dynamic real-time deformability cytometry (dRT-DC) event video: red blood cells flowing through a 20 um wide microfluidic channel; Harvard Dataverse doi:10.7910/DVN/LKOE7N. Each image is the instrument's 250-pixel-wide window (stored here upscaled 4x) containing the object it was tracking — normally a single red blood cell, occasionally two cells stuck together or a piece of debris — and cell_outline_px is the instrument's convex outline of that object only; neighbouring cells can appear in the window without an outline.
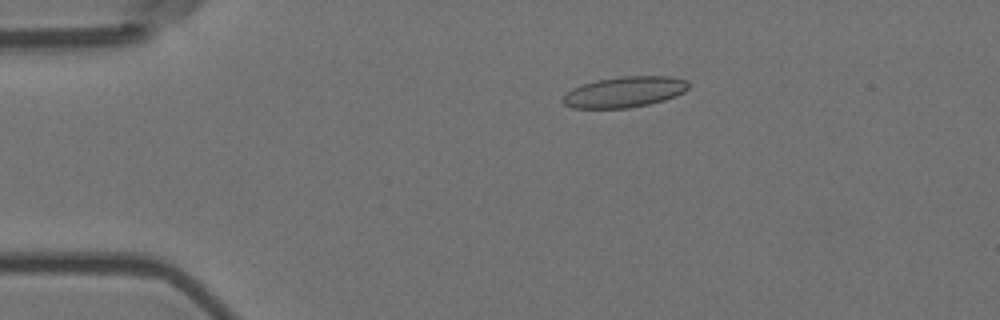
{"species": "Egyptian fruit bat (a non-hibernating species)", "species_latin": "Rousettus aegyptiacus", "temperature_condition": "room temperature", "stored_images_in_passage": 57, "camera_frame_rate_fps": 3000, "um_per_image_px": 0.085, "animal": {"sex": "female"}, "frame": {"image": 1, "passage_image": 11, "time_ms": 3.333, "image_size_px": [1000, 320], "cell_outline_px": [[688, 88], [684, 92], [676, 96], [664, 100], [648, 104], [628, 108], [572, 108], [564, 104], [560, 100], [564, 92], [572, 88], [596, 80], [620, 76], [668, 76], [688, 80]], "centroid_in_image_um": [53.05, 7.82], "position_along_channel_um": 32.0, "area_um2": 22.72}}
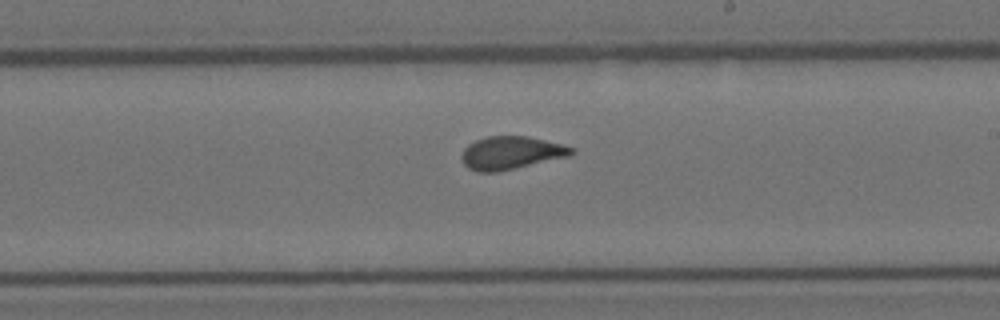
{"frame": {"image": 2, "passage_image": 33, "time_ms": 10.667, "image_size_px": [1000, 320], "cell_outline_px": [[576, 152], [572, 156], [516, 168], [496, 172], [476, 172], [468, 168], [464, 164], [460, 156], [464, 148], [468, 144], [476, 140], [488, 136], [528, 136], [576, 148]], "centroid_in_image_um": [43.46, 13.0], "position_along_channel_um": 245.5, "area_um2": 21.33}}
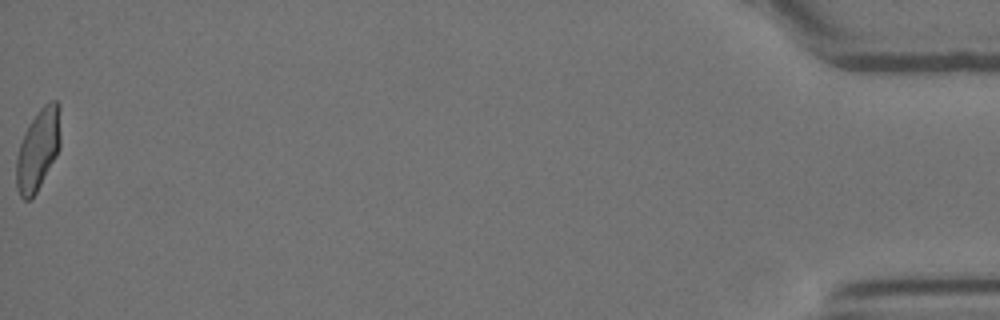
{"frame": {"image": 3, "passage_image": 57, "time_ms": 18.667, "image_size_px": [1000, 320], "cell_outline_px": [[60, 148], [56, 156], [32, 200], [24, 200], [20, 196], [16, 188], [16, 156], [24, 132], [40, 108], [44, 104], [52, 100], [56, 100], [60, 104]], "centroid_in_image_um": [3.23, 12.72], "position_along_channel_um": 432.0, "area_um2": 21.1}, "authors_computed_cell_mechanics": {"area_um2": 21.386, "velocity_mm_per_s": 3.5767, "shape_relaxation_time_tau1_ms": 7.7493, "shape_relaxation_time_tau2_ms": 0.8068, "deformation_change_tau1": 0.1846, "deformation_change_tau2": 0.0689}}